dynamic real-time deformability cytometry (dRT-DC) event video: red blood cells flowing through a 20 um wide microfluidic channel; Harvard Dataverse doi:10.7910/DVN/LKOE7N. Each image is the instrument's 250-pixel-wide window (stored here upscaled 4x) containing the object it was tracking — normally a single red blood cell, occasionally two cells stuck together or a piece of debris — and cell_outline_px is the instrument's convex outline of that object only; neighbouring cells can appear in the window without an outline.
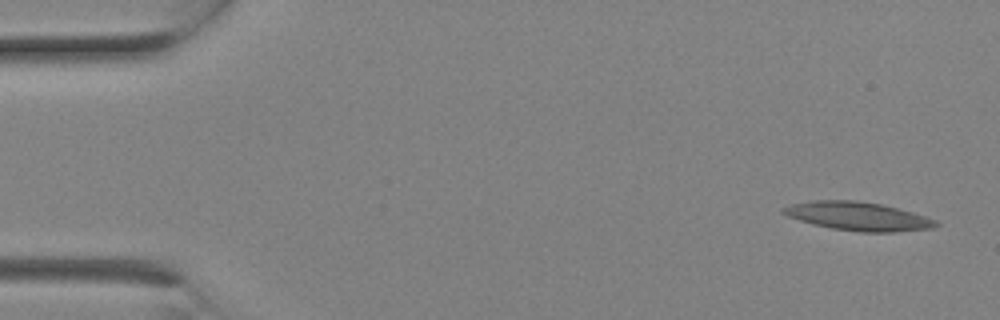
{"species": "Egyptian fruit bat (a non-hibernating species)", "species_latin": "Rousettus aegyptiacus", "temperature_condition": "room temperature", "stored_images_in_passage": 2, "camera_frame_rate_fps": 3000, "um_per_image_px": 0.085, "animal": {"sex": "female"}, "frame": {"image": 1, "passage_image": 1, "time_ms": 0.0, "image_size_px": [1000, 320], "cell_outline_px": [[940, 224], [936, 228], [896, 232], [860, 232], [832, 228], [812, 224], [788, 216], [780, 212], [780, 208], [792, 204], [812, 200], [852, 200], [880, 204], [912, 212], [936, 220]], "centroid_in_image_um": [72.93, 18.39], "position_along_channel_um": 12.1, "area_um2": 25.37}}